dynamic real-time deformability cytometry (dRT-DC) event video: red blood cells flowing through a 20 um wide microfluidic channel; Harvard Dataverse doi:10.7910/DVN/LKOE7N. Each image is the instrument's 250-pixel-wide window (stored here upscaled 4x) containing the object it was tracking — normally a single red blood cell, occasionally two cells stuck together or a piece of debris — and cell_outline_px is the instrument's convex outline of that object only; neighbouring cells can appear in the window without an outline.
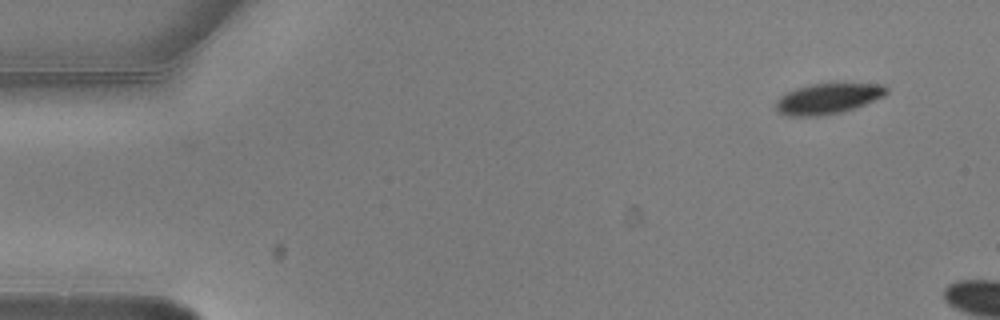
{"species": "common noctule bat (a hibernating species)", "species_latin": "Nyctalus noctula", "temperature_condition": "warm", "stored_images_in_passage": 3, "camera_frame_rate_fps": 3000, "um_per_image_px": 0.085, "animal": {"sex": "male", "body_mass_g": 20.5, "forearm_length_mm": 52.5}, "frame": {"image": 1, "passage_image": 1, "time_ms": 0.0, "image_size_px": [1000, 320], "cell_outline_px": [[888, 92], [884, 96], [864, 104], [840, 112], [820, 116], [784, 116], [776, 112], [776, 100], [780, 96], [796, 88], [808, 84], [884, 84], [888, 88]], "centroid_in_image_um": [70.32, 8.39], "position_along_channel_um": 14.7, "area_um2": 19.59}}